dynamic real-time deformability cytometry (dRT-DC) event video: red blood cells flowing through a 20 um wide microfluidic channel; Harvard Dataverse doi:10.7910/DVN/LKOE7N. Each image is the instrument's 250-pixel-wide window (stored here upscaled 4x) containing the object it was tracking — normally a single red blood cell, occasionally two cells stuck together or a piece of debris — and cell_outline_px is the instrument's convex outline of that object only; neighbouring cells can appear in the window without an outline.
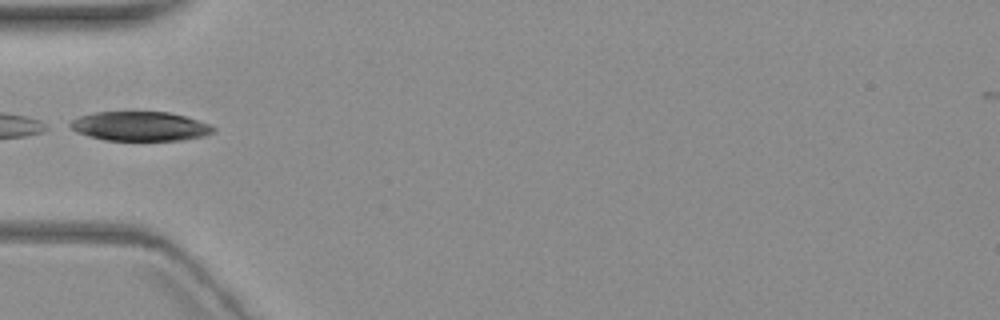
{"species": "common noctule bat (a hibernating species)", "species_latin": "Nyctalus noctula", "temperature_condition": "warm", "stored_images_in_passage": 1, "camera_frame_rate_fps": 3000, "um_per_image_px": 0.085, "animal": {"sex": "female", "body_mass_g": 19.3, "forearm_length_mm": 54.1}, "frame": {"image": 1, "passage_image": 1, "time_ms": 0.0, "image_size_px": [1000, 320], "cell_outline_px": [[216, 128], [212, 132], [204, 136], [180, 140], [104, 140], [88, 136], [76, 132], [64, 124], [80, 116], [92, 112], [128, 108], [132, 108], [168, 112], [184, 116], [212, 124]], "centroid_in_image_um": [11.82, 10.67], "position_along_channel_um": 73.2, "area_um2": 25.78}}